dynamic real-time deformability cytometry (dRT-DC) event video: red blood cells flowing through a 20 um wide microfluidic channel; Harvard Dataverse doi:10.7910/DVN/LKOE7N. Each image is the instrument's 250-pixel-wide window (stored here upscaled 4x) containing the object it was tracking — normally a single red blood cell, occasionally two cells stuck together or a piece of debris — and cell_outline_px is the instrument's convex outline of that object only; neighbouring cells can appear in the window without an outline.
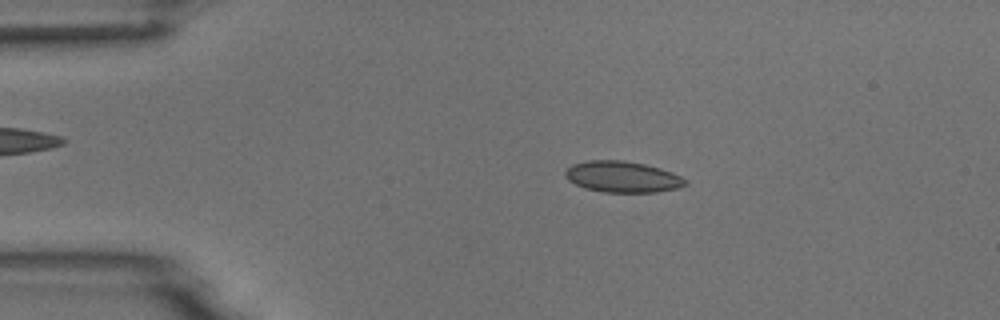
{"species": "common noctule bat (a hibernating species)", "species_latin": "Nyctalus noctula", "temperature_condition": "room temperature", "stored_images_in_passage": 5, "camera_frame_rate_fps": 3000, "um_per_image_px": 0.085, "animal": {"sex": "male", "body_mass_g": 18.8}, "frame": {"image": 1, "passage_image": 2, "time_ms": 1.333, "image_size_px": [1000, 320], "cell_outline_px": [[688, 184], [680, 188], [656, 192], [604, 192], [584, 188], [568, 180], [564, 176], [564, 172], [572, 164], [588, 160], [624, 160], [644, 164], [660, 168], [672, 172], [688, 180]], "centroid_in_image_um": [52.92, 15.03], "position_along_channel_um": 32.1, "area_um2": 21.96}}
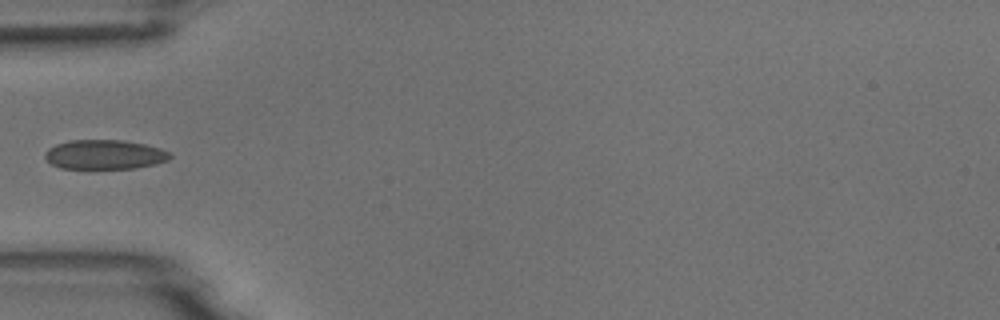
{"frame": {"image": 2, "passage_image": 4, "time_ms": 3.667, "image_size_px": [1000, 320], "cell_outline_px": [[172, 156], [168, 160], [156, 164], [136, 168], [60, 168], [52, 164], [44, 156], [44, 152], [48, 148], [56, 144], [68, 140], [124, 140], [144, 144], [160, 148], [168, 152]], "centroid_in_image_um": [8.88, 13.13], "position_along_channel_um": 76.1, "area_um2": 21.44}}